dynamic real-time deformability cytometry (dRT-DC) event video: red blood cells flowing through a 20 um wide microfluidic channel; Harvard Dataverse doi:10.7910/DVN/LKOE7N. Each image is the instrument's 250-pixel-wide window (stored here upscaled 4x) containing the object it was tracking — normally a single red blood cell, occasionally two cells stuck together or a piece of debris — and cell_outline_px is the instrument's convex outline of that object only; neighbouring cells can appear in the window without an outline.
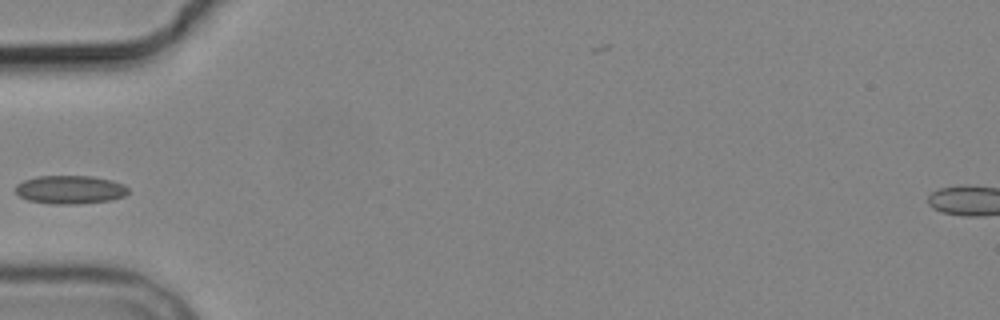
{"species": "common noctule bat (a hibernating species)", "species_latin": "Nyctalus noctula", "temperature_condition": "cold", "stored_images_in_passage": 3, "camera_frame_rate_fps": 3000, "um_per_image_px": 0.085, "animal": {"sex": "male", "body_mass_g": 19.2, "forearm_length_mm": 51.8}, "frame": {"image": 1, "passage_image": 2, "time_ms": 2.0, "image_size_px": [1000, 320], "cell_outline_px": [[128, 192], [124, 196], [112, 200], [76, 204], [52, 204], [28, 200], [20, 196], [16, 192], [16, 184], [24, 180], [36, 176], [92, 176], [112, 180], [124, 184], [128, 188]], "centroid_in_image_um": [5.97, 16.12], "position_along_channel_um": 79.0, "area_um2": 18.73}}